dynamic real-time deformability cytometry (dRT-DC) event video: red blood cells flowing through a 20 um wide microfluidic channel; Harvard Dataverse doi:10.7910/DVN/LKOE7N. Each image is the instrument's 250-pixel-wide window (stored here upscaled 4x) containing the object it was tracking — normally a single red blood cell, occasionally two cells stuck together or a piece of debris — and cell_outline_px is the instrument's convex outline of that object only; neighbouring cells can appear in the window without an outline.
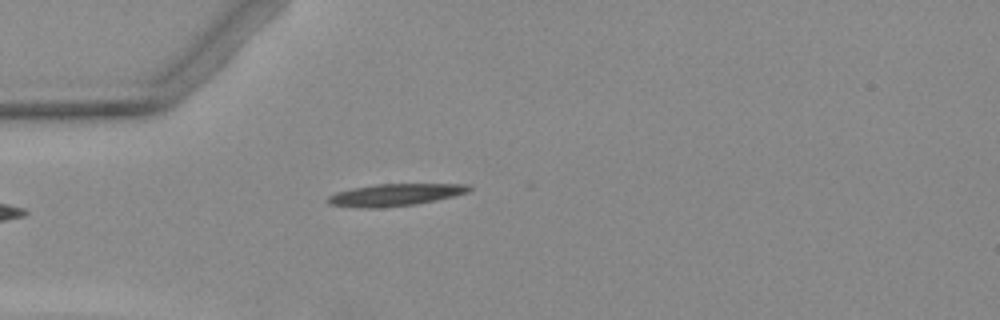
{"species": "Egyptian fruit bat (a non-hibernating species)", "species_latin": "Rousettus aegyptiacus", "temperature_condition": "warm", "stored_images_in_passage": 3, "camera_frame_rate_fps": 3000, "um_per_image_px": 0.085, "animal": {"sex": "female"}, "frame": {"image": 1, "passage_image": 3, "time_ms": 2.333, "image_size_px": [1000, 320], "cell_outline_px": [[472, 188], [468, 192], [436, 200], [416, 204], [380, 208], [364, 208], [328, 204], [324, 200], [328, 196], [336, 192], [352, 188], [376, 184], [468, 184]], "centroid_in_image_um": [33.53, 16.56], "position_along_channel_um": 51.5, "area_um2": 18.21}}